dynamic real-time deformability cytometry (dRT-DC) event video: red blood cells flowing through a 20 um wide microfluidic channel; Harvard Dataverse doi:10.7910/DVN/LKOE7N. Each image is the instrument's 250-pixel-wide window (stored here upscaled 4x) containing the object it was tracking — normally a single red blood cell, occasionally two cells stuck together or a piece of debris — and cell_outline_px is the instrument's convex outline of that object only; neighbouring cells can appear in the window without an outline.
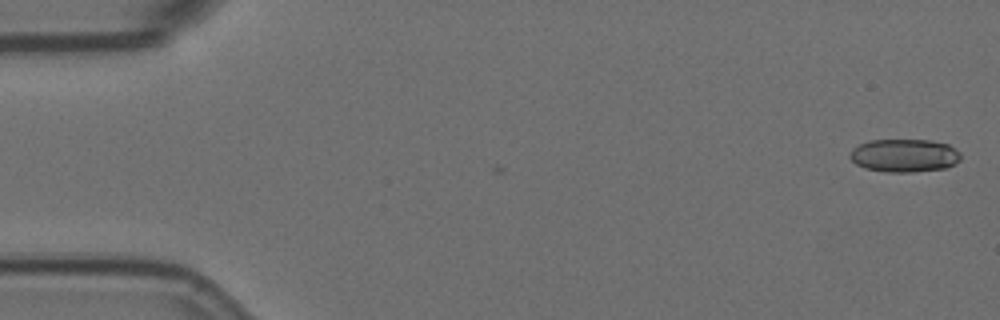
{"species": "Egyptian fruit bat (a non-hibernating species)", "species_latin": "Rousettus aegyptiacus", "temperature_condition": "room temperature", "stored_images_in_passage": 2, "camera_frame_rate_fps": 3000, "um_per_image_px": 0.085, "animal": {"sex": "female"}, "frame": {"image": 1, "passage_image": 2, "time_ms": 0.333, "image_size_px": [1000, 320], "cell_outline_px": [[960, 160], [948, 168], [912, 172], [884, 172], [864, 168], [856, 164], [848, 156], [852, 148], [868, 140], [932, 140], [948, 144], [960, 152]], "centroid_in_image_um": [76.86, 13.22], "position_along_channel_um": 8.1, "area_um2": 21.62}}